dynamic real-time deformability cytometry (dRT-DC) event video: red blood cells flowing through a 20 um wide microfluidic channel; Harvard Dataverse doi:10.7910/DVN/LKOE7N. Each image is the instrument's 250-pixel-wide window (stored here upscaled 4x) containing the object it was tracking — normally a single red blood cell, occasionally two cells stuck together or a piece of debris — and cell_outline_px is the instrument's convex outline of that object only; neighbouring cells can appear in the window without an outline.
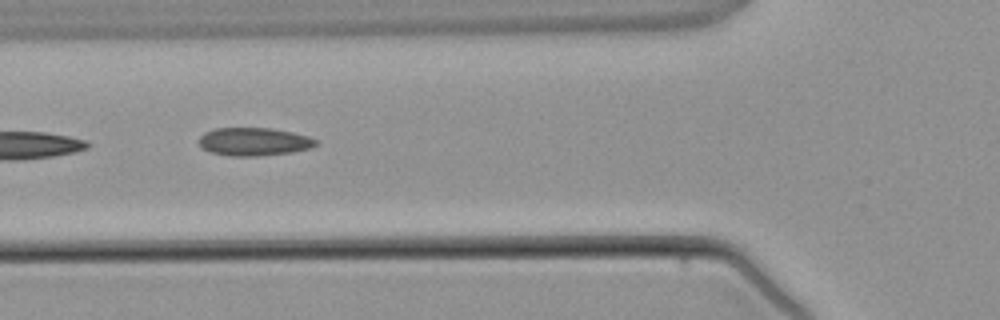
{"species": "common noctule bat (a hibernating species)", "species_latin": "Nyctalus noctula", "temperature_condition": "warm", "stored_images_in_passage": 5, "camera_frame_rate_fps": 3000, "um_per_image_px": 0.085, "animal": {"sex": "male", "body_mass_g": 21.5, "forearm_length_mm": 52.0}, "frame": {"image": 1, "passage_image": 4, "time_ms": 3.667, "image_size_px": [1000, 320], "cell_outline_px": [[316, 144], [312, 148], [292, 152], [260, 156], [228, 156], [212, 152], [204, 148], [200, 144], [200, 136], [204, 132], [212, 128], [272, 128], [292, 132], [308, 136], [316, 140]], "centroid_in_image_um": [21.59, 12.04], "position_along_channel_um": 104.2, "area_um2": 19.13}}
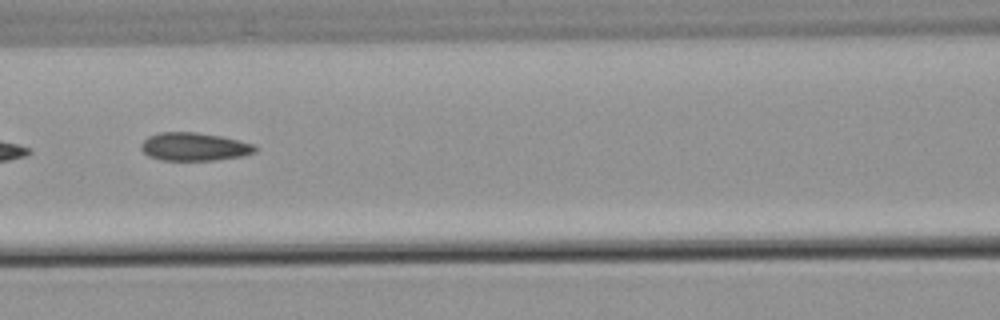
{"frame": {"image": 2, "passage_image": 5, "time_ms": 4.667, "image_size_px": [1000, 320], "cell_outline_px": [[256, 152], [244, 156], [216, 160], [160, 160], [148, 156], [140, 148], [140, 144], [148, 136], [160, 132], [196, 132], [220, 136], [252, 144], [256, 148]], "centroid_in_image_um": [16.47, 12.48], "position_along_channel_um": 150.1, "area_um2": 18.67}}